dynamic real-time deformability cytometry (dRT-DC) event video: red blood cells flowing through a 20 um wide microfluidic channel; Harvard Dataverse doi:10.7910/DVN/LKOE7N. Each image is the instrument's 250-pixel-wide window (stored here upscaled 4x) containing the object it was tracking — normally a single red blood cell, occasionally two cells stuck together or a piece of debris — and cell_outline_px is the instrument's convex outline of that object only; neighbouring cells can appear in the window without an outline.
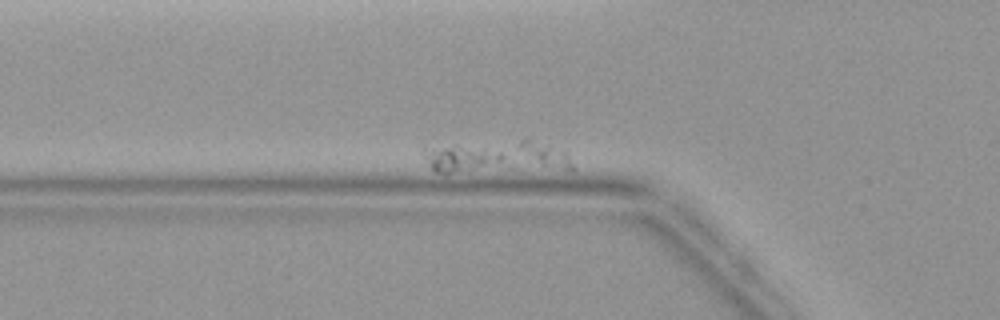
{"species": "common noctule bat (a hibernating species)", "species_latin": "Nyctalus noctula", "temperature_condition": "warm", "stored_images_in_passage": 7, "camera_frame_rate_fps": 3000, "um_per_image_px": 0.085, "animal": {"sex": "female", "body_mass_g": 19.9}, "frame": {"image": 1, "passage_image": 2, "time_ms": 1.0, "image_size_px": [1000, 320], "cell_outline_px": [[508, 168], [448, 172], [436, 172], [428, 164], [424, 156], [424, 144], [456, 144], [484, 148], [500, 152], [504, 156]], "centroid_in_image_um": [39.3, 13.44], "position_along_channel_um": 86.5, "area_um2": 13.64}}
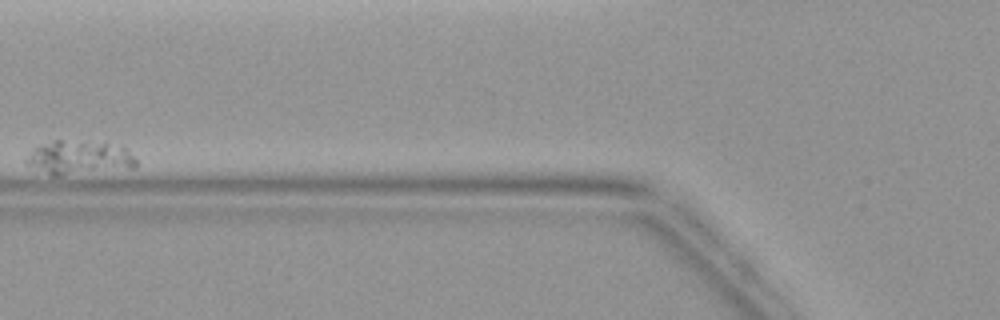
{"frame": {"image": 2, "passage_image": 3, "time_ms": 2.333, "image_size_px": [1000, 320], "cell_outline_px": [[136, 168], [60, 176], [52, 176], [24, 164], [24, 160], [32, 148], [40, 144], [52, 140], [104, 140], [120, 144], [136, 160]], "centroid_in_image_um": [6.71, 13.37], "position_along_channel_um": 119.1, "area_um2": 22.77}}
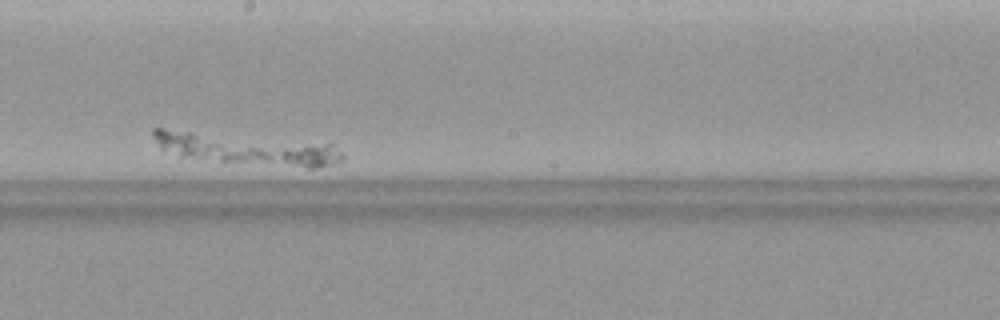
{"frame": {"image": 3, "passage_image": 6, "time_ms": 6.0, "image_size_px": [1000, 320], "cell_outline_px": [[344, 160], [332, 164], [316, 168], [308, 168], [220, 160], [180, 156], [160, 148], [152, 136], [152, 128], [160, 128], [332, 144], [344, 156]], "centroid_in_image_um": [20.97, 12.64], "position_along_channel_um": 227.2, "area_um2": 33.64}}